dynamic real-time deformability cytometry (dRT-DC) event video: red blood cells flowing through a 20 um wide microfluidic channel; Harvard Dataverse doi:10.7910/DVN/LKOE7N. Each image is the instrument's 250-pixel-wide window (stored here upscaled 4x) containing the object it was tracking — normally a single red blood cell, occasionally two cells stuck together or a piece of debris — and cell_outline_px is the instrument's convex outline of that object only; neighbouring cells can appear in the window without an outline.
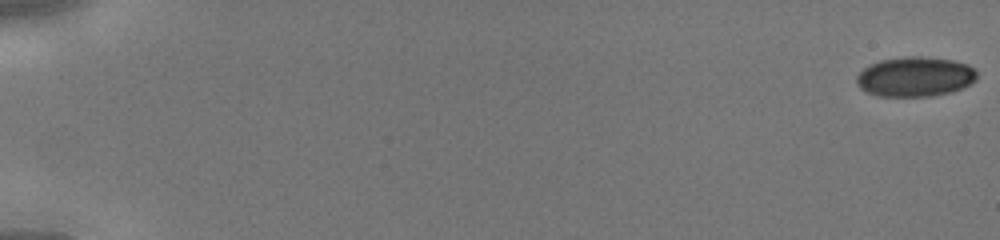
{"species": "human", "species_latin": "Homo sapiens", "temperature_condition": "cold", "stored_images_in_passage": 46, "camera_frame_rate_fps": 3000, "um_per_image_px": 0.085, "donor": {"sex": "male"}, "frame": {"image": 1, "passage_image": 1, "time_ms": 0.0, "image_size_px": [1000, 240], "cell_outline_px": [[976, 80], [952, 92], [932, 96], [880, 96], [868, 92], [860, 88], [856, 84], [856, 76], [864, 68], [880, 60], [908, 56], [916, 56], [952, 60], [968, 64], [976, 72]], "centroid_in_image_um": [77.76, 6.52], "position_along_channel_um": 7.2, "area_um2": 27.69}}
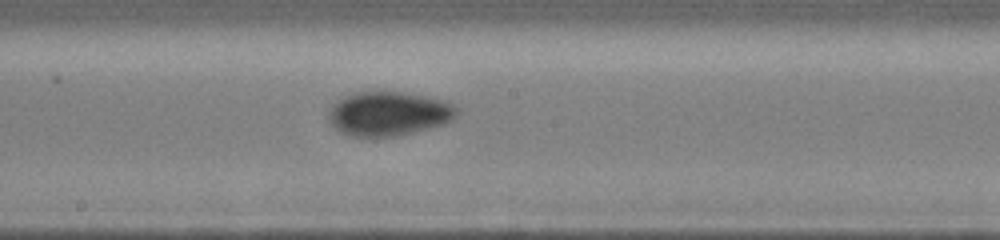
{"frame": {"image": 2, "passage_image": 27, "time_ms": 8.667, "image_size_px": [1000, 240], "cell_outline_px": [[460, 112], [452, 120], [444, 124], [392, 136], [356, 136], [340, 132], [332, 124], [328, 116], [328, 108], [332, 104], [344, 96], [356, 92], [408, 92], [432, 96], [456, 104], [460, 108]], "centroid_in_image_um": [33.09, 9.62], "position_along_channel_um": 215.1, "area_um2": 33.18}}
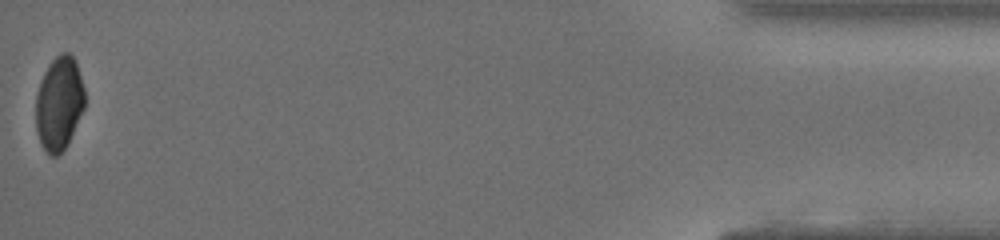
{"frame": {"image": 3, "passage_image": 46, "time_ms": 15.0, "image_size_px": [1000, 240], "cell_outline_px": [[84, 108], [68, 144], [56, 156], [48, 156], [40, 144], [36, 132], [36, 96], [44, 72], [48, 64], [60, 52], [68, 52], [72, 56], [76, 64], [84, 88]], "centroid_in_image_um": [5.01, 8.82], "position_along_channel_um": 430.2, "area_um2": 26.7}}